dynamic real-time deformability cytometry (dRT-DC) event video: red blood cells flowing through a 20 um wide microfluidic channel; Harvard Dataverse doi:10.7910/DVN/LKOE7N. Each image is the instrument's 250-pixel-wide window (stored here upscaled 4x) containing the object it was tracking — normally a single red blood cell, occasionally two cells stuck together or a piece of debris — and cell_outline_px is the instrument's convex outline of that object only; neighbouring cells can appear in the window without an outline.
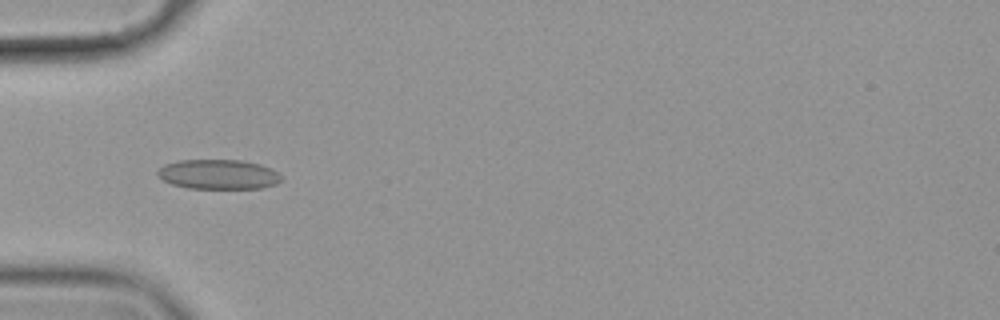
{"species": "common noctule bat (a hibernating species)", "species_latin": "Nyctalus noctula", "temperature_condition": "cold", "stored_images_in_passage": 41, "camera_frame_rate_fps": 3000, "um_per_image_px": 0.085, "animal": {"sex": "female", "body_mass_g": 19.9}, "frame": {"image": 1, "passage_image": 3, "time_ms": 0.667, "image_size_px": [1000, 320], "cell_outline_px": [[284, 180], [276, 184], [260, 188], [188, 188], [172, 184], [156, 176], [156, 172], [164, 164], [176, 160], [240, 160], [260, 164], [272, 168]], "centroid_in_image_um": [18.55, 14.81], "position_along_channel_um": 66.5, "area_um2": 21.5}}
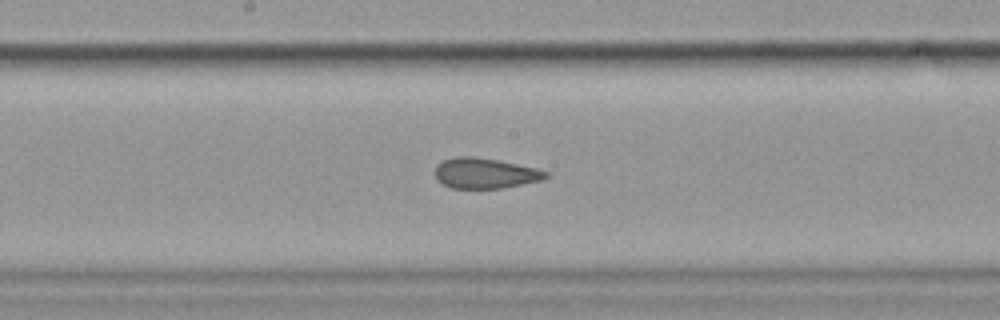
{"frame": {"image": 2, "passage_image": 15, "time_ms": 4.667, "image_size_px": [1000, 320], "cell_outline_px": [[548, 176], [544, 180], [500, 188], [452, 188], [436, 180], [436, 164], [444, 160], [456, 156], [472, 156], [496, 160], [536, 168], [548, 172]], "centroid_in_image_um": [41.22, 14.72], "position_along_channel_um": 207.0, "area_um2": 19.48}}
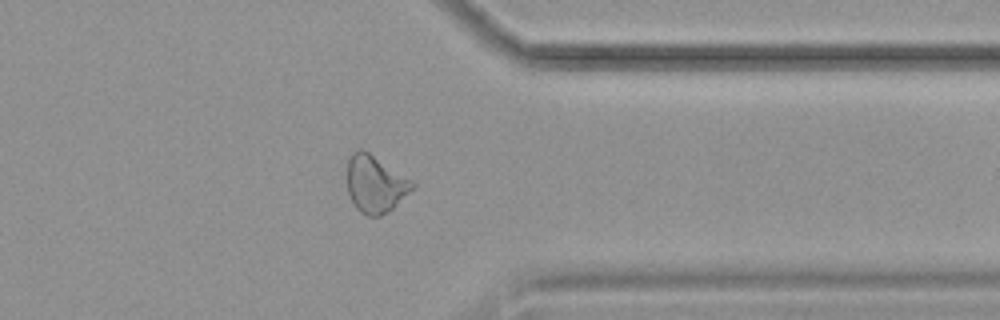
{"frame": {"image": 3, "passage_image": 30, "time_ms": 9.667, "image_size_px": [1000, 320], "cell_outline_px": [[416, 188], [388, 212], [380, 216], [368, 216], [360, 212], [356, 208], [348, 192], [348, 160], [352, 152], [360, 148], [368, 152], [412, 180], [416, 184]], "centroid_in_image_um": [31.92, 15.66], "position_along_channel_um": 379.5, "area_um2": 21.68}, "authors_computed_cell_mechanics": {"area_um2": 21.2126, "velocity_mm_per_s": 3.5469, "shape_relaxation_time_tau1_ms": null, "shape_relaxation_time_tau2_ms": 1.4919, "deformation_change_tau1": null, "deformation_change_tau2": 0.0828}}